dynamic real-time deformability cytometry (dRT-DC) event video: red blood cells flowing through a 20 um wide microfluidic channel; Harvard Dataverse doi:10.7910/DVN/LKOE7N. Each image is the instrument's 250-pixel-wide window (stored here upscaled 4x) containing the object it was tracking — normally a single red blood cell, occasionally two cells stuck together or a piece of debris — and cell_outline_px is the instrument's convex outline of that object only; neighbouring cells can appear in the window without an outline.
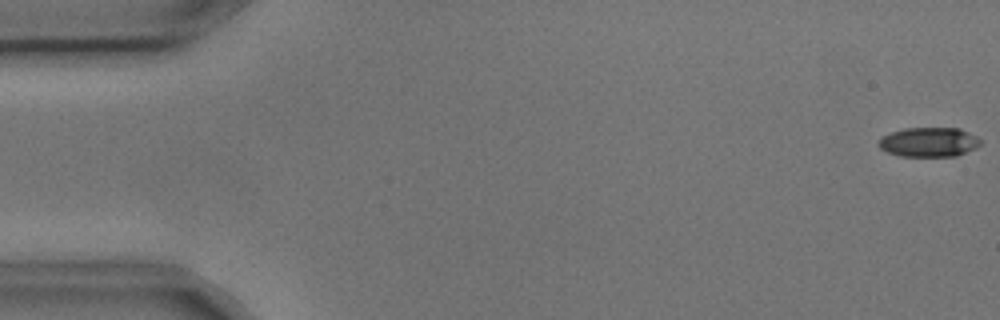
{"species": "common noctule bat (a hibernating species)", "species_latin": "Nyctalus noctula", "temperature_condition": "cold", "stored_images_in_passage": 5, "camera_frame_rate_fps": 3000, "um_per_image_px": 0.085, "animal": {"sex": "male", "body_mass_g": 17.9, "forearm_length_mm": 54.2}, "frame": {"image": 1, "passage_image": 1, "time_ms": 0.0, "image_size_px": [1000, 320], "cell_outline_px": [[980, 144], [976, 148], [956, 156], [900, 156], [888, 152], [880, 148], [880, 136], [904, 128], [960, 128], [976, 136], [980, 140]], "centroid_in_image_um": [78.96, 12.07], "position_along_channel_um": 6.0, "area_um2": 17.4}}